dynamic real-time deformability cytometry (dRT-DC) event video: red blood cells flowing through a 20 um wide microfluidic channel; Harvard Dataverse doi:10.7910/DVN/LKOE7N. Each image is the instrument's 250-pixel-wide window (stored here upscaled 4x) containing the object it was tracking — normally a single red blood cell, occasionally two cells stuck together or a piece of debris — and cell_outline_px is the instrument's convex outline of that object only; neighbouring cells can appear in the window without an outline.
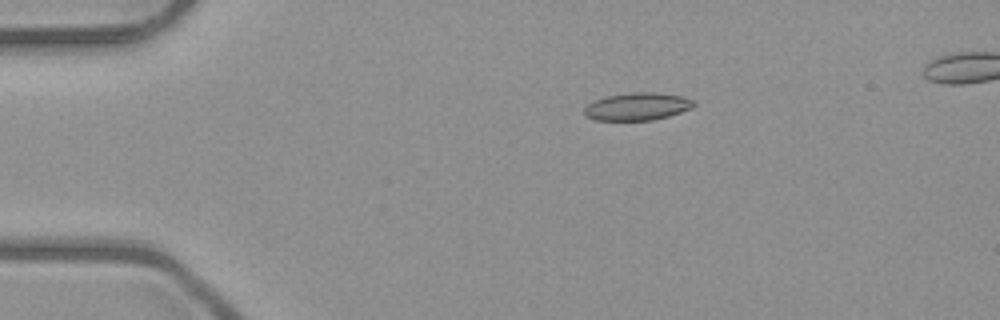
{"species": "common noctule bat (a hibernating species)", "species_latin": "Nyctalus noctula", "temperature_condition": "room temperature", "stored_images_in_passage": 4, "camera_frame_rate_fps": 3000, "um_per_image_px": 0.085, "animal": {"sex": "male", "body_mass_g": 23.1, "forearm_length_mm": 52.7}, "frame": {"image": 1, "passage_image": 1, "time_ms": 0.0, "image_size_px": [1000, 320], "cell_outline_px": [[696, 104], [692, 108], [668, 116], [652, 120], [596, 120], [584, 116], [584, 108], [588, 104], [596, 100], [608, 96], [636, 92], [652, 92], [684, 96], [692, 100]], "centroid_in_image_um": [54.18, 9.06], "position_along_channel_um": 30.8, "area_um2": 17.46}}
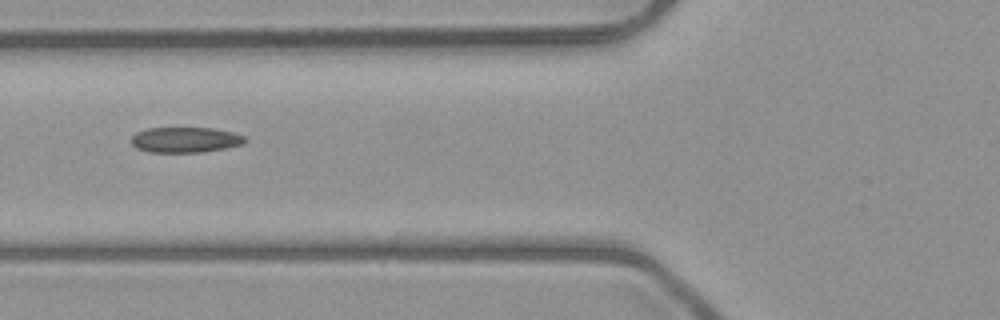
{"frame": {"image": 2, "passage_image": 4, "time_ms": 3.333, "image_size_px": [1000, 320], "cell_outline_px": [[244, 144], [204, 152], [148, 152], [136, 148], [132, 144], [132, 136], [136, 132], [148, 128], [212, 128], [232, 132], [244, 136]], "centroid_in_image_um": [15.72, 11.88], "position_along_channel_um": 110.1, "area_um2": 16.76}}